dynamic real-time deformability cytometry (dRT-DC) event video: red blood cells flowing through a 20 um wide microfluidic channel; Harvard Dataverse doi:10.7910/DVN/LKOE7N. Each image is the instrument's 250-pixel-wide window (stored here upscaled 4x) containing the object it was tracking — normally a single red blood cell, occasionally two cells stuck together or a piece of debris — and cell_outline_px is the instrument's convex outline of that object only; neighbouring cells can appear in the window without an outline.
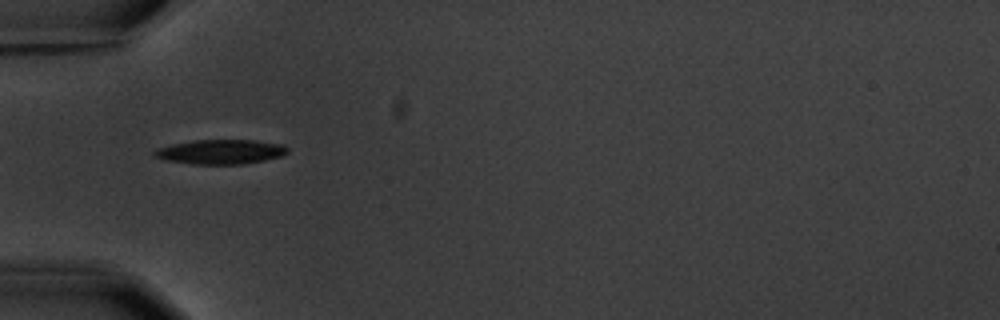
{"species": "common noctule bat (a hibernating species)", "species_latin": "Nyctalus noctula", "temperature_condition": "warm", "stored_images_in_passage": 1, "camera_frame_rate_fps": 3000, "um_per_image_px": 0.085, "animal": {"sex": "male", "body_mass_g": 20.1, "forearm_length_mm": 53.5}, "frame": {"image": 1, "passage_image": 1, "time_ms": 0.0, "image_size_px": [1000, 320], "cell_outline_px": [[288, 152], [280, 156], [264, 160], [240, 164], [192, 164], [168, 160], [152, 156], [152, 152], [156, 148], [172, 144], [192, 140], [252, 140], [284, 144], [288, 148]], "centroid_in_image_um": [18.72, 12.89], "position_along_channel_um": 66.3, "area_um2": 19.02}}